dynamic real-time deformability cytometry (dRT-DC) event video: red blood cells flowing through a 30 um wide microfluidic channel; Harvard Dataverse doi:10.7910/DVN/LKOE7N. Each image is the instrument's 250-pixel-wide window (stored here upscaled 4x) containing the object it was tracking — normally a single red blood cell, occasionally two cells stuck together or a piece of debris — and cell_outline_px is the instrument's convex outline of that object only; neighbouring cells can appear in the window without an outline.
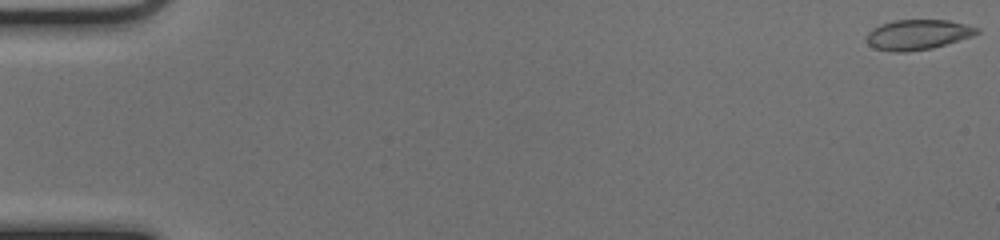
{"species": "common noctule bat (a hibernating species)", "species_latin": "Nyctalus noctula", "temperature_condition": "cold", "stored_images_in_passage": 47, "camera_frame_rate_fps": 3000, "um_per_image_px": 0.085, "animal": {"sex": "female", "body_mass_g": 17.0, "forearm_length_mm": 48.0}, "frame": {"image": 1, "passage_image": 1, "time_ms": 0.0, "image_size_px": [1000, 240], "cell_outline_px": [[980, 32], [972, 36], [932, 48], [904, 52], [892, 52], [876, 48], [868, 44], [864, 36], [872, 28], [880, 24], [896, 20], [948, 20], [980, 28]], "centroid_in_image_um": [77.98, 2.94], "position_along_channel_um": 7.0, "area_um2": 19.36}}
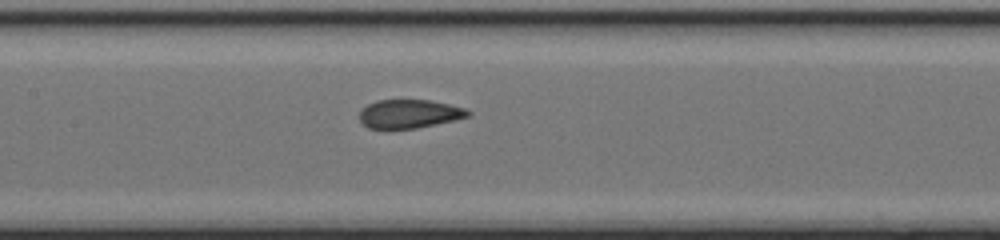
{"frame": {"image": 2, "passage_image": 26, "time_ms": 8.333, "image_size_px": [1000, 240], "cell_outline_px": [[472, 112], [468, 116], [452, 120], [416, 128], [368, 128], [360, 120], [360, 108], [376, 100], [428, 100], [448, 104], [464, 108]], "centroid_in_image_um": [34.75, 9.66], "position_along_channel_um": 172.7, "area_um2": 17.8}}
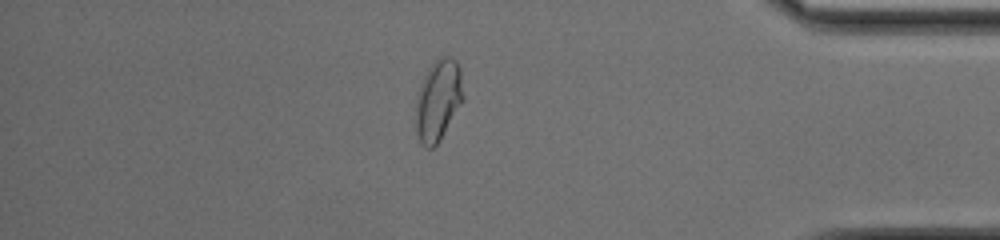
{"frame": {"image": 3, "passage_image": 45, "time_ms": 14.667, "image_size_px": [1000, 240], "cell_outline_px": [[464, 100], [440, 140], [432, 148], [428, 148], [420, 140], [416, 132], [416, 100], [420, 84], [428, 68], [440, 56], [452, 56], [456, 60], [460, 68], [464, 96]], "centroid_in_image_um": [37.27, 8.48], "position_along_channel_um": 397.9, "area_um2": 22.48}}